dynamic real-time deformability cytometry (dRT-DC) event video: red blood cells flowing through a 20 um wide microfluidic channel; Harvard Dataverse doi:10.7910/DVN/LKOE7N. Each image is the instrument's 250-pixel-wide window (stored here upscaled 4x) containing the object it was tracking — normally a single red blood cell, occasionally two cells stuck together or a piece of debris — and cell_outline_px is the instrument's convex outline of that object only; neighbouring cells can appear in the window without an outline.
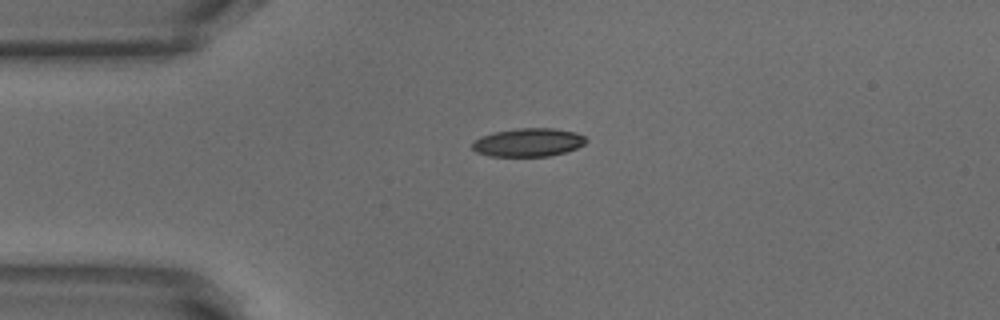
{"species": "common noctule bat (a hibernating species)", "species_latin": "Nyctalus noctula", "temperature_condition": "warm", "stored_images_in_passage": 27, "camera_frame_rate_fps": 3000, "um_per_image_px": 0.085, "animal": {"sex": "male", "body_mass_g": 18.8}, "frame": {"image": 1, "passage_image": 1, "time_ms": 0.0, "image_size_px": [1000, 320], "cell_outline_px": [[588, 140], [584, 144], [576, 148], [564, 152], [548, 156], [488, 156], [476, 152], [472, 148], [472, 140], [480, 136], [496, 132], [516, 128], [556, 128], [576, 132], [584, 136]], "centroid_in_image_um": [44.88, 12.1], "position_along_channel_um": 40.1, "area_um2": 18.9}}
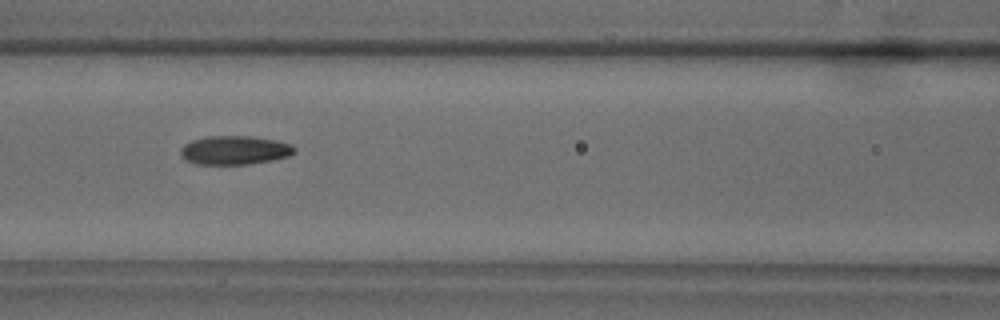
{"frame": {"image": 2, "passage_image": 11, "time_ms": 3.333, "image_size_px": [1000, 320], "cell_outline_px": [[296, 152], [288, 156], [272, 160], [248, 164], [196, 164], [184, 160], [180, 156], [180, 148], [184, 144], [192, 140], [208, 136], [252, 136], [276, 140], [292, 144], [296, 148]], "centroid_in_image_um": [19.93, 12.76], "position_along_channel_um": 146.7, "area_um2": 19.31}}
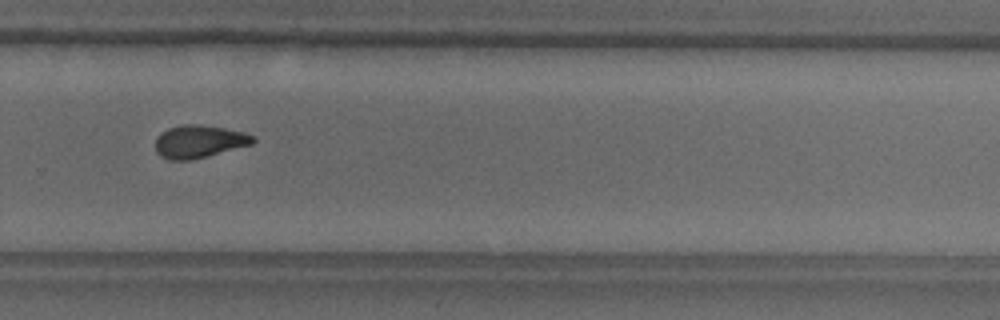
{"frame": {"image": 3, "passage_image": 24, "time_ms": 7.667, "image_size_px": [1000, 320], "cell_outline_px": [[256, 140], [252, 144], [192, 160], [168, 160], [160, 156], [156, 152], [156, 136], [160, 132], [168, 128], [184, 124], [200, 124], [224, 128], [244, 132], [256, 136]], "centroid_in_image_um": [16.91, 12.02], "position_along_channel_um": 312.9, "area_um2": 18.79}}